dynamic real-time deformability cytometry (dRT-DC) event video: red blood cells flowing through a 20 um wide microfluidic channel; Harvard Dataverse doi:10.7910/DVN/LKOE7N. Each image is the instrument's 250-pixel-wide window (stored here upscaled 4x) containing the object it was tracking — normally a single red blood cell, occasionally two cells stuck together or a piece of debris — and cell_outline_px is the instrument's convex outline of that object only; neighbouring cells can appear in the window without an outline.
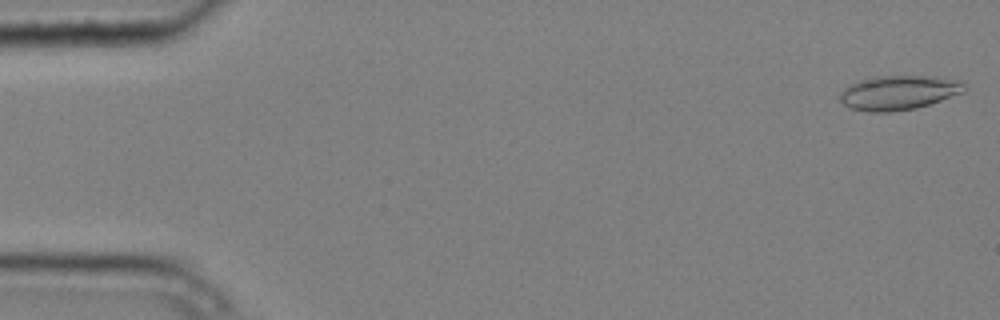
{"species": "common noctule bat (a hibernating species)", "species_latin": "Nyctalus noctula", "temperature_condition": "cold", "stored_images_in_passage": 4, "camera_frame_rate_fps": 3000, "um_per_image_px": 0.085, "animal": {"sex": "male", "body_mass_g": 20.4}, "frame": {"image": 1, "passage_image": 1, "time_ms": 0.0, "image_size_px": [1000, 320], "cell_outline_px": [[964, 92], [916, 108], [892, 112], [868, 112], [848, 108], [840, 100], [840, 92], [848, 84], [860, 80], [876, 76], [932, 76], [964, 80]], "centroid_in_image_um": [76.36, 7.87], "position_along_channel_um": 8.6, "area_um2": 25.09}}